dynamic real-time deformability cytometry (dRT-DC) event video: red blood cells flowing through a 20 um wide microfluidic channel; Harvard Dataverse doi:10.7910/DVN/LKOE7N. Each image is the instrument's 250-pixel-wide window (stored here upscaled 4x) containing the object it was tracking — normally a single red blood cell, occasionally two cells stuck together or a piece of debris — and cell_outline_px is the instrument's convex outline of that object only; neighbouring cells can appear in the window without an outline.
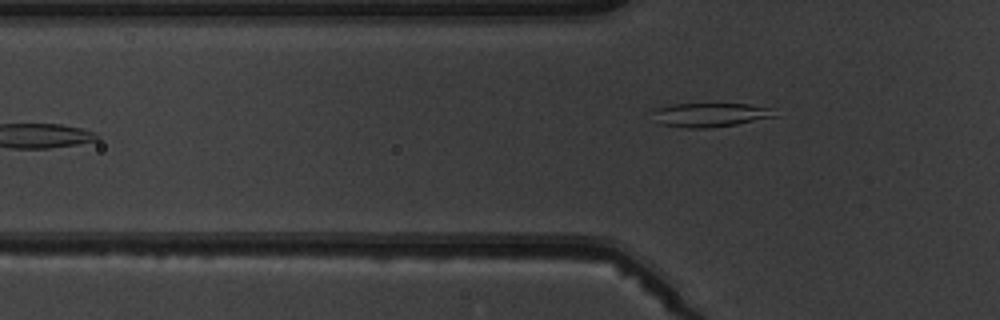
{"species": "common noctule bat (a hibernating species)", "species_latin": "Nyctalus noctula", "temperature_condition": "warm", "stored_images_in_passage": 5, "camera_frame_rate_fps": 3000, "um_per_image_px": 0.085, "animal": {"sex": "male", "body_mass_g": 19.5, "forearm_length_mm": 54.6}, "frame": {"image": 1, "passage_image": 5, "time_ms": 5.0, "image_size_px": [1000, 320], "cell_outline_px": [[776, 116], [736, 124], [708, 128], [688, 128], [660, 124], [652, 112], [656, 108], [676, 104], [748, 104], [768, 108]], "centroid_in_image_um": [60.31, 9.76], "position_along_channel_um": 65.5, "area_um2": 16.59}}